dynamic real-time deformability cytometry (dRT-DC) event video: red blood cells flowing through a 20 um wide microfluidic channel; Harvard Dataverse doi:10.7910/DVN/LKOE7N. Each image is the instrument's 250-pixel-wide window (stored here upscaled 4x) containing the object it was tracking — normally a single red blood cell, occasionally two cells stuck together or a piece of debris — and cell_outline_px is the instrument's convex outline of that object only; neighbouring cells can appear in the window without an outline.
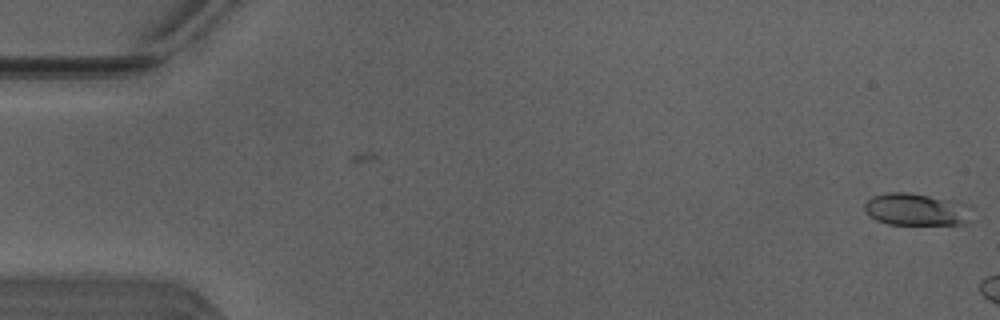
{"species": "Egyptian fruit bat (a non-hibernating species)", "species_latin": "Rousettus aegyptiacus", "temperature_condition": "warm", "stored_images_in_passage": 5, "camera_frame_rate_fps": 3000, "um_per_image_px": 0.085, "animal": {"sex": "male"}, "frame": {"image": 1, "passage_image": 5, "time_ms": 1.333, "image_size_px": [1000, 320], "cell_outline_px": [[972, 208], [968, 220], [964, 224], [888, 224], [876, 220], [868, 216], [864, 212], [864, 204], [872, 196], [888, 192], [908, 192], [972, 204]], "centroid_in_image_um": [77.87, 17.8], "position_along_channel_um": 7.1, "area_um2": 20.35}}